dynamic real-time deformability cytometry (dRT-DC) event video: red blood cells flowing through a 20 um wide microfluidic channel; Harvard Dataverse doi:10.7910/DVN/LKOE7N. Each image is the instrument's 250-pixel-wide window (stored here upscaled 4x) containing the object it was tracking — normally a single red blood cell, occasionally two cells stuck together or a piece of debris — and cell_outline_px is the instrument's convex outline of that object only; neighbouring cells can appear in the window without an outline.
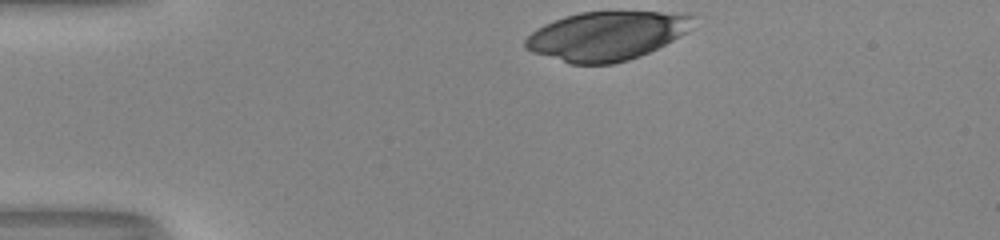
{"species": "human", "species_latin": "Homo sapiens", "temperature_condition": "room temperature", "stored_images_in_passage": 32, "camera_frame_rate_fps": 3000, "um_per_image_px": 0.085, "donor": {"sex": "male"}, "frame": {"image": 1, "passage_image": 1, "time_ms": 0.0, "image_size_px": [1000, 240], "cell_outline_px": [[696, 16], [688, 32], [640, 56], [628, 60], [612, 64], [572, 64], [532, 52], [524, 48], [524, 40], [536, 28], [544, 24], [564, 16], [580, 12], [660, 12]], "centroid_in_image_um": [51.51, 3.05], "position_along_channel_um": 33.5, "area_um2": 47.45}}
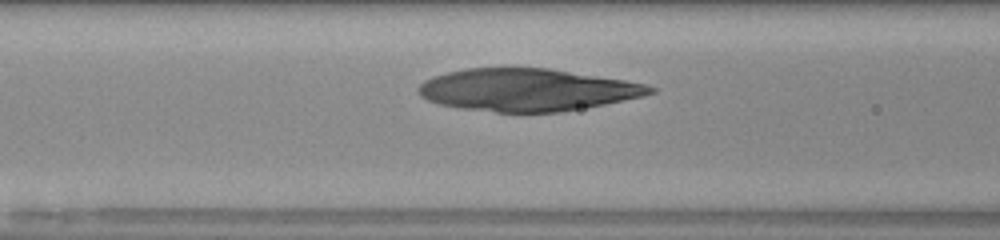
{"frame": {"image": 2, "passage_image": 12, "time_ms": 3.667, "image_size_px": [1000, 240], "cell_outline_px": [[656, 92], [644, 96], [604, 104], [560, 112], [496, 112], [460, 108], [440, 104], [428, 100], [420, 96], [416, 88], [424, 80], [432, 76], [464, 68], [548, 68], [624, 80], [648, 84], [656, 88]], "centroid_in_image_um": [44.79, 7.63], "position_along_channel_um": 121.8, "area_um2": 57.16}}